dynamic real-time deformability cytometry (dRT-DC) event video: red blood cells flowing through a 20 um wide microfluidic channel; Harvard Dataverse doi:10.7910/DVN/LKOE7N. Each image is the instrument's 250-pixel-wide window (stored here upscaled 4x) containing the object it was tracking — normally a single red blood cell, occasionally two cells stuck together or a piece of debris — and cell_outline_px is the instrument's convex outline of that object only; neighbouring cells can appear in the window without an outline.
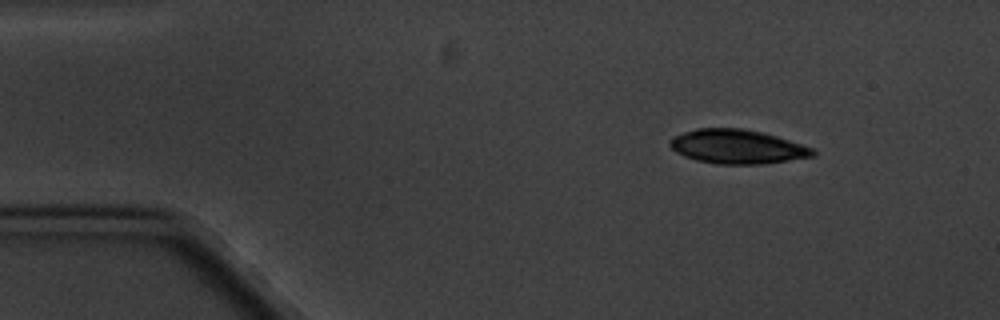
{"species": "common noctule bat (a hibernating species)", "species_latin": "Nyctalus noctula", "temperature_condition": "cold", "stored_images_in_passage": 7, "camera_frame_rate_fps": 3000, "um_per_image_px": 0.085, "animal": {"sex": "male", "body_mass_g": 20.1, "forearm_length_mm": 53.5}, "frame": {"image": 1, "passage_image": 1, "time_ms": 0.0, "image_size_px": [1000, 320], "cell_outline_px": [[816, 156], [760, 164], [716, 164], [696, 160], [684, 156], [676, 152], [668, 144], [668, 140], [672, 136], [696, 128], [744, 128], [764, 132], [812, 148], [816, 152]], "centroid_in_image_um": [62.62, 12.46], "position_along_channel_um": 22.4, "area_um2": 28.5}}